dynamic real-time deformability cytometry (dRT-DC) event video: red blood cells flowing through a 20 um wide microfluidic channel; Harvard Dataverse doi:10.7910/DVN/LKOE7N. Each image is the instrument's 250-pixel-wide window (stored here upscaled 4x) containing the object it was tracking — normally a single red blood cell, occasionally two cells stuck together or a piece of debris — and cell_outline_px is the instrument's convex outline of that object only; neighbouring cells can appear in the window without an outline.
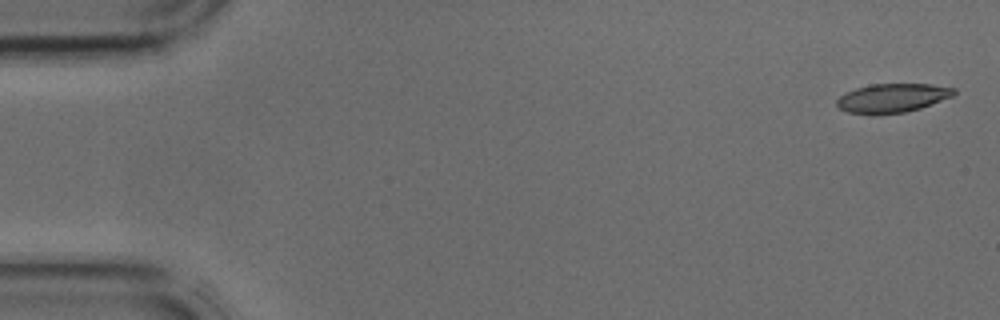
{"species": "common noctule bat (a hibernating species)", "species_latin": "Nyctalus noctula", "temperature_condition": "cold", "stored_images_in_passage": 39, "camera_frame_rate_fps": 3000, "um_per_image_px": 0.085, "animal": {"sex": "male", "body_mass_g": 17.9, "forearm_length_mm": 54.2}, "frame": {"image": 1, "passage_image": 1, "time_ms": 0.0, "image_size_px": [1000, 320], "cell_outline_px": [[956, 92], [952, 96], [920, 108], [904, 112], [872, 116], [848, 112], [840, 108], [836, 104], [836, 100], [840, 96], [856, 88], [872, 84], [928, 84], [956, 88]], "centroid_in_image_um": [75.82, 8.35], "position_along_channel_um": 9.2, "area_um2": 19.77}}
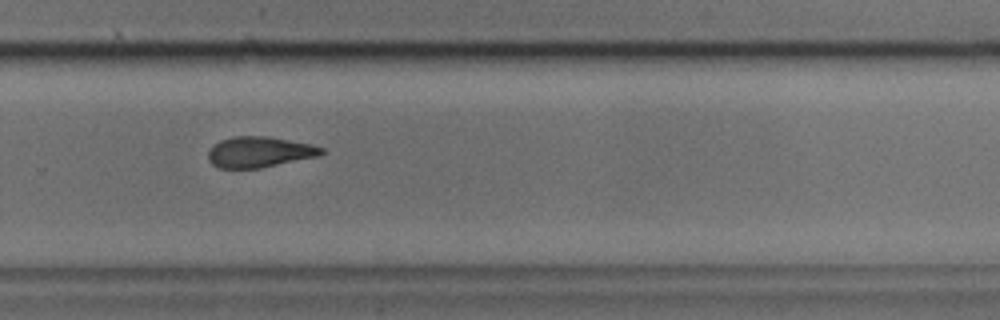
{"frame": {"image": 2, "passage_image": 28, "time_ms": 9.0, "image_size_px": [1000, 320], "cell_outline_px": [[324, 152], [320, 156], [260, 168], [220, 168], [212, 164], [208, 160], [208, 152], [212, 144], [220, 140], [236, 136], [268, 136], [312, 144], [324, 148]], "centroid_in_image_um": [22.05, 12.92], "position_along_channel_um": 307.7, "area_um2": 20.46}}
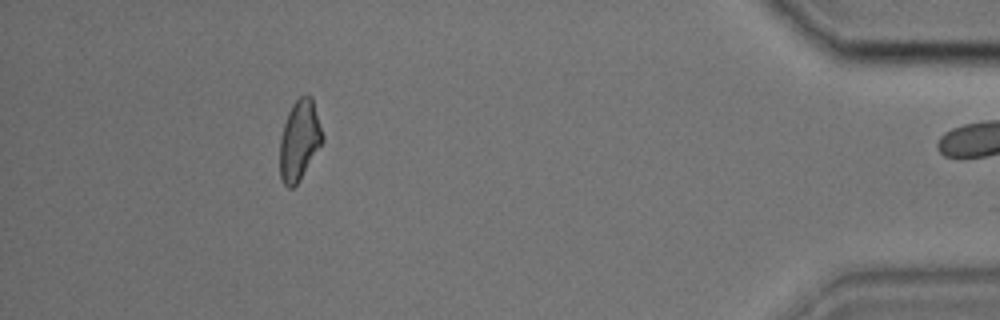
{"frame": {"image": 3, "passage_image": 38, "time_ms": 12.333, "image_size_px": [1000, 320], "cell_outline_px": [[324, 140], [300, 180], [292, 188], [288, 188], [284, 184], [280, 176], [280, 136], [288, 112], [292, 104], [300, 96], [312, 96], [324, 136]], "centroid_in_image_um": [25.45, 11.92], "position_along_channel_um": 409.7, "area_um2": 19.94}}